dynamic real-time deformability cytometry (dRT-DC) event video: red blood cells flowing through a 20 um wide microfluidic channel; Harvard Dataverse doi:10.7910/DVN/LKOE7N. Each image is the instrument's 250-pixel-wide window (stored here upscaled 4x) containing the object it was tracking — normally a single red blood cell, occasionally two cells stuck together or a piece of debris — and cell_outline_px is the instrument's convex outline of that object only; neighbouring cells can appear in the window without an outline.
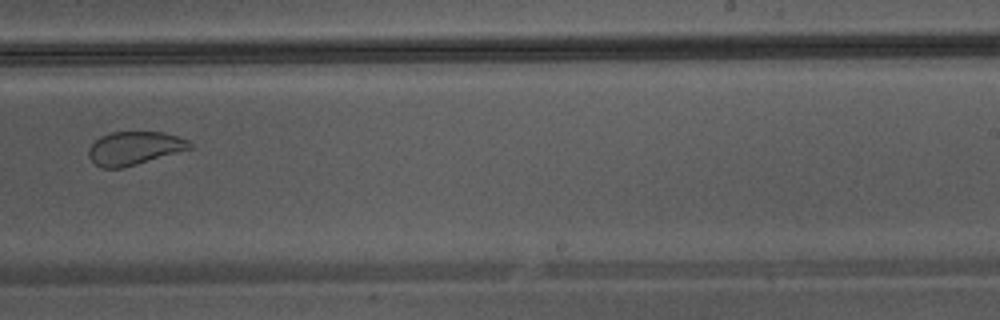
{"species": "Egyptian fruit bat (a non-hibernating species)", "species_latin": "Rousettus aegyptiacus", "temperature_condition": "warm", "stored_images_in_passage": 39, "camera_frame_rate_fps": 3000, "um_per_image_px": 0.085, "animal": {"sex": "male"}, "frame": {"image": 1, "passage_image": 23, "time_ms": 7.333, "image_size_px": [1000, 320], "cell_outline_px": [[192, 148], [124, 168], [104, 168], [96, 164], [88, 156], [88, 148], [100, 136], [112, 132], [164, 132], [188, 140], [192, 144]], "centroid_in_image_um": [11.41, 12.59], "position_along_channel_um": 277.6, "area_um2": 19.54}}